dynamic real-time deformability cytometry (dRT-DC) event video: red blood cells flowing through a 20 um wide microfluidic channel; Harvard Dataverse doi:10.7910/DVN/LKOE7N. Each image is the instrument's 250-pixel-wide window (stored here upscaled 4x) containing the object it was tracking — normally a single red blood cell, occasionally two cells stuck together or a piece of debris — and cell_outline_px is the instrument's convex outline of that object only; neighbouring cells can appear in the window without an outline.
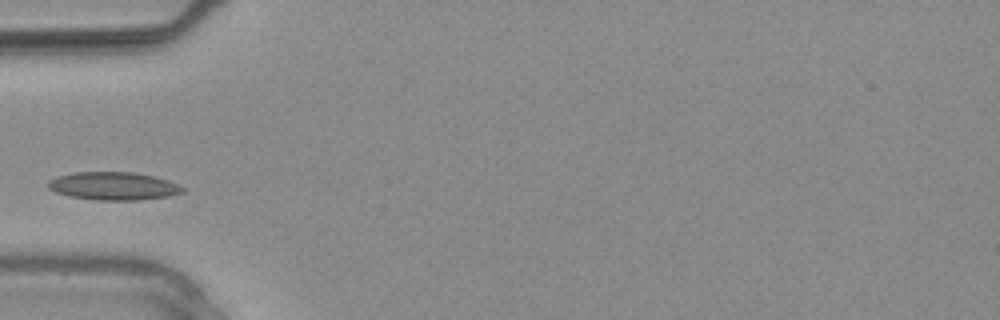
{"species": "common noctule bat (a hibernating species)", "species_latin": "Nyctalus noctula", "temperature_condition": "warm", "stored_images_in_passage": 1, "camera_frame_rate_fps": 3000, "um_per_image_px": 0.085, "animal": {"sex": "male", "body_mass_g": 20.4}, "frame": {"image": 1, "passage_image": 1, "time_ms": 0.0, "image_size_px": [1000, 320], "cell_outline_px": [[184, 192], [168, 196], [136, 200], [96, 200], [68, 196], [56, 192], [48, 188], [48, 180], [56, 176], [72, 172], [132, 172], [152, 176], [168, 180], [184, 188]], "centroid_in_image_um": [9.59, 15.81], "position_along_channel_um": 75.4, "area_um2": 21.91}}